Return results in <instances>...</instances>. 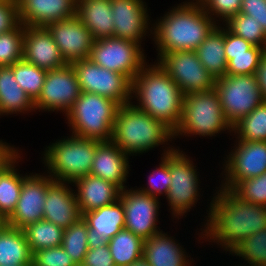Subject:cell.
<instances>
[{"label":"cell","mask_w":266,"mask_h":266,"mask_svg":"<svg viewBox=\"0 0 266 266\" xmlns=\"http://www.w3.org/2000/svg\"><path fill=\"white\" fill-rule=\"evenodd\" d=\"M217 191L209 204L201 238L211 239L231 252L245 238L266 228V206L245 202L231 190Z\"/></svg>","instance_id":"1"},{"label":"cell","mask_w":266,"mask_h":266,"mask_svg":"<svg viewBox=\"0 0 266 266\" xmlns=\"http://www.w3.org/2000/svg\"><path fill=\"white\" fill-rule=\"evenodd\" d=\"M153 40L158 58L174 51H195L217 26L196 2H183L154 23Z\"/></svg>","instance_id":"2"},{"label":"cell","mask_w":266,"mask_h":266,"mask_svg":"<svg viewBox=\"0 0 266 266\" xmlns=\"http://www.w3.org/2000/svg\"><path fill=\"white\" fill-rule=\"evenodd\" d=\"M152 65L146 63L132 80L131 98H137L135 107L175 132L182 118L183 92L158 62Z\"/></svg>","instance_id":"3"},{"label":"cell","mask_w":266,"mask_h":266,"mask_svg":"<svg viewBox=\"0 0 266 266\" xmlns=\"http://www.w3.org/2000/svg\"><path fill=\"white\" fill-rule=\"evenodd\" d=\"M132 103L117 110L111 139L124 153L142 154L174 138L171 129Z\"/></svg>","instance_id":"4"},{"label":"cell","mask_w":266,"mask_h":266,"mask_svg":"<svg viewBox=\"0 0 266 266\" xmlns=\"http://www.w3.org/2000/svg\"><path fill=\"white\" fill-rule=\"evenodd\" d=\"M119 107L118 103L109 98L95 93L81 92L65 115L73 135L108 142L112 139Z\"/></svg>","instance_id":"5"},{"label":"cell","mask_w":266,"mask_h":266,"mask_svg":"<svg viewBox=\"0 0 266 266\" xmlns=\"http://www.w3.org/2000/svg\"><path fill=\"white\" fill-rule=\"evenodd\" d=\"M98 140L78 136L57 140L45 148L43 161L55 181L72 183L90 174Z\"/></svg>","instance_id":"6"},{"label":"cell","mask_w":266,"mask_h":266,"mask_svg":"<svg viewBox=\"0 0 266 266\" xmlns=\"http://www.w3.org/2000/svg\"><path fill=\"white\" fill-rule=\"evenodd\" d=\"M227 129L231 133L232 127L224 117L215 89L184 96L182 118L174 138L186 134L212 137Z\"/></svg>","instance_id":"7"},{"label":"cell","mask_w":266,"mask_h":266,"mask_svg":"<svg viewBox=\"0 0 266 266\" xmlns=\"http://www.w3.org/2000/svg\"><path fill=\"white\" fill-rule=\"evenodd\" d=\"M215 90L220 97L224 117L231 127L264 101L255 74L216 78Z\"/></svg>","instance_id":"8"},{"label":"cell","mask_w":266,"mask_h":266,"mask_svg":"<svg viewBox=\"0 0 266 266\" xmlns=\"http://www.w3.org/2000/svg\"><path fill=\"white\" fill-rule=\"evenodd\" d=\"M81 92H90L109 98L120 106L132 101V82L123 74L110 71L91 59L71 63Z\"/></svg>","instance_id":"9"},{"label":"cell","mask_w":266,"mask_h":266,"mask_svg":"<svg viewBox=\"0 0 266 266\" xmlns=\"http://www.w3.org/2000/svg\"><path fill=\"white\" fill-rule=\"evenodd\" d=\"M138 43L109 37L94 40L89 59L100 67L121 73L131 82L146 64Z\"/></svg>","instance_id":"10"},{"label":"cell","mask_w":266,"mask_h":266,"mask_svg":"<svg viewBox=\"0 0 266 266\" xmlns=\"http://www.w3.org/2000/svg\"><path fill=\"white\" fill-rule=\"evenodd\" d=\"M157 61L184 96L215 89L216 78L202 65L195 51L164 53Z\"/></svg>","instance_id":"11"},{"label":"cell","mask_w":266,"mask_h":266,"mask_svg":"<svg viewBox=\"0 0 266 266\" xmlns=\"http://www.w3.org/2000/svg\"><path fill=\"white\" fill-rule=\"evenodd\" d=\"M182 152L178 148L169 153L171 184L166 196L173 216L178 219L190 211L200 196L196 166L190 157Z\"/></svg>","instance_id":"12"},{"label":"cell","mask_w":266,"mask_h":266,"mask_svg":"<svg viewBox=\"0 0 266 266\" xmlns=\"http://www.w3.org/2000/svg\"><path fill=\"white\" fill-rule=\"evenodd\" d=\"M236 143L224 164L226 178L221 189L232 190L239 182L266 173V141L238 140Z\"/></svg>","instance_id":"13"},{"label":"cell","mask_w":266,"mask_h":266,"mask_svg":"<svg viewBox=\"0 0 266 266\" xmlns=\"http://www.w3.org/2000/svg\"><path fill=\"white\" fill-rule=\"evenodd\" d=\"M81 94V89L71 64L47 71L40 96L34 102L35 110L63 111L66 114Z\"/></svg>","instance_id":"14"},{"label":"cell","mask_w":266,"mask_h":266,"mask_svg":"<svg viewBox=\"0 0 266 266\" xmlns=\"http://www.w3.org/2000/svg\"><path fill=\"white\" fill-rule=\"evenodd\" d=\"M119 199L123 203L125 229L143 240L160 233L158 211L160 198L143 193L138 189H122Z\"/></svg>","instance_id":"15"},{"label":"cell","mask_w":266,"mask_h":266,"mask_svg":"<svg viewBox=\"0 0 266 266\" xmlns=\"http://www.w3.org/2000/svg\"><path fill=\"white\" fill-rule=\"evenodd\" d=\"M54 181L49 175L29 174L23 180L15 210L5 220V224L23 229L31 223L42 220L47 190Z\"/></svg>","instance_id":"16"},{"label":"cell","mask_w":266,"mask_h":266,"mask_svg":"<svg viewBox=\"0 0 266 266\" xmlns=\"http://www.w3.org/2000/svg\"><path fill=\"white\" fill-rule=\"evenodd\" d=\"M46 28L67 64L90 57L94 38L76 15L53 22Z\"/></svg>","instance_id":"17"},{"label":"cell","mask_w":266,"mask_h":266,"mask_svg":"<svg viewBox=\"0 0 266 266\" xmlns=\"http://www.w3.org/2000/svg\"><path fill=\"white\" fill-rule=\"evenodd\" d=\"M145 3V4H144ZM146 2L143 0H111V11L114 20L113 37L138 43L150 30ZM146 7V8H145Z\"/></svg>","instance_id":"18"},{"label":"cell","mask_w":266,"mask_h":266,"mask_svg":"<svg viewBox=\"0 0 266 266\" xmlns=\"http://www.w3.org/2000/svg\"><path fill=\"white\" fill-rule=\"evenodd\" d=\"M23 59L46 71L67 64L46 27L24 25Z\"/></svg>","instance_id":"19"},{"label":"cell","mask_w":266,"mask_h":266,"mask_svg":"<svg viewBox=\"0 0 266 266\" xmlns=\"http://www.w3.org/2000/svg\"><path fill=\"white\" fill-rule=\"evenodd\" d=\"M69 184L70 182L54 181L48 187L43 207V219L63 229H67L82 218L76 193Z\"/></svg>","instance_id":"20"},{"label":"cell","mask_w":266,"mask_h":266,"mask_svg":"<svg viewBox=\"0 0 266 266\" xmlns=\"http://www.w3.org/2000/svg\"><path fill=\"white\" fill-rule=\"evenodd\" d=\"M77 0H17L19 21L25 26L46 27L76 15Z\"/></svg>","instance_id":"21"},{"label":"cell","mask_w":266,"mask_h":266,"mask_svg":"<svg viewBox=\"0 0 266 266\" xmlns=\"http://www.w3.org/2000/svg\"><path fill=\"white\" fill-rule=\"evenodd\" d=\"M128 155L112 141L100 142L96 146L90 174L117 185L121 190L126 188L129 174Z\"/></svg>","instance_id":"22"},{"label":"cell","mask_w":266,"mask_h":266,"mask_svg":"<svg viewBox=\"0 0 266 266\" xmlns=\"http://www.w3.org/2000/svg\"><path fill=\"white\" fill-rule=\"evenodd\" d=\"M73 183L78 188L76 197L82 215L115 203L121 194V189L117 185L91 174L80 177Z\"/></svg>","instance_id":"23"},{"label":"cell","mask_w":266,"mask_h":266,"mask_svg":"<svg viewBox=\"0 0 266 266\" xmlns=\"http://www.w3.org/2000/svg\"><path fill=\"white\" fill-rule=\"evenodd\" d=\"M82 218L88 225L92 242H108L125 229L124 208L120 199L110 205L86 212Z\"/></svg>","instance_id":"24"},{"label":"cell","mask_w":266,"mask_h":266,"mask_svg":"<svg viewBox=\"0 0 266 266\" xmlns=\"http://www.w3.org/2000/svg\"><path fill=\"white\" fill-rule=\"evenodd\" d=\"M76 16L88 28L94 40L113 37L111 0H77Z\"/></svg>","instance_id":"25"},{"label":"cell","mask_w":266,"mask_h":266,"mask_svg":"<svg viewBox=\"0 0 266 266\" xmlns=\"http://www.w3.org/2000/svg\"><path fill=\"white\" fill-rule=\"evenodd\" d=\"M161 230L144 240L143 257L150 266H191L185 249Z\"/></svg>","instance_id":"26"},{"label":"cell","mask_w":266,"mask_h":266,"mask_svg":"<svg viewBox=\"0 0 266 266\" xmlns=\"http://www.w3.org/2000/svg\"><path fill=\"white\" fill-rule=\"evenodd\" d=\"M35 111L34 102L15 80L10 66L0 67V115Z\"/></svg>","instance_id":"27"},{"label":"cell","mask_w":266,"mask_h":266,"mask_svg":"<svg viewBox=\"0 0 266 266\" xmlns=\"http://www.w3.org/2000/svg\"><path fill=\"white\" fill-rule=\"evenodd\" d=\"M18 150L0 166V216L6 220L15 210L23 180L28 176H22L15 169V162L21 158Z\"/></svg>","instance_id":"28"},{"label":"cell","mask_w":266,"mask_h":266,"mask_svg":"<svg viewBox=\"0 0 266 266\" xmlns=\"http://www.w3.org/2000/svg\"><path fill=\"white\" fill-rule=\"evenodd\" d=\"M32 252L22 229L0 227V266L32 264Z\"/></svg>","instance_id":"29"},{"label":"cell","mask_w":266,"mask_h":266,"mask_svg":"<svg viewBox=\"0 0 266 266\" xmlns=\"http://www.w3.org/2000/svg\"><path fill=\"white\" fill-rule=\"evenodd\" d=\"M217 25L195 50L202 65L214 78L226 75L227 60L224 48L225 29Z\"/></svg>","instance_id":"30"},{"label":"cell","mask_w":266,"mask_h":266,"mask_svg":"<svg viewBox=\"0 0 266 266\" xmlns=\"http://www.w3.org/2000/svg\"><path fill=\"white\" fill-rule=\"evenodd\" d=\"M115 266H128L143 256L144 240L122 229L107 242Z\"/></svg>","instance_id":"31"},{"label":"cell","mask_w":266,"mask_h":266,"mask_svg":"<svg viewBox=\"0 0 266 266\" xmlns=\"http://www.w3.org/2000/svg\"><path fill=\"white\" fill-rule=\"evenodd\" d=\"M22 231L32 254L62 244L64 229L44 219L25 226Z\"/></svg>","instance_id":"32"},{"label":"cell","mask_w":266,"mask_h":266,"mask_svg":"<svg viewBox=\"0 0 266 266\" xmlns=\"http://www.w3.org/2000/svg\"><path fill=\"white\" fill-rule=\"evenodd\" d=\"M91 242L88 225L81 218L75 224L64 229L61 246L77 265H81Z\"/></svg>","instance_id":"33"},{"label":"cell","mask_w":266,"mask_h":266,"mask_svg":"<svg viewBox=\"0 0 266 266\" xmlns=\"http://www.w3.org/2000/svg\"><path fill=\"white\" fill-rule=\"evenodd\" d=\"M10 67L13 70L15 80L30 99L35 102L41 94L47 71L26 62L24 59Z\"/></svg>","instance_id":"34"},{"label":"cell","mask_w":266,"mask_h":266,"mask_svg":"<svg viewBox=\"0 0 266 266\" xmlns=\"http://www.w3.org/2000/svg\"><path fill=\"white\" fill-rule=\"evenodd\" d=\"M232 131L238 140L266 141V100L233 125Z\"/></svg>","instance_id":"35"},{"label":"cell","mask_w":266,"mask_h":266,"mask_svg":"<svg viewBox=\"0 0 266 266\" xmlns=\"http://www.w3.org/2000/svg\"><path fill=\"white\" fill-rule=\"evenodd\" d=\"M226 28L235 35L242 37L253 46L266 49V34L253 17L238 13L225 22Z\"/></svg>","instance_id":"36"},{"label":"cell","mask_w":266,"mask_h":266,"mask_svg":"<svg viewBox=\"0 0 266 266\" xmlns=\"http://www.w3.org/2000/svg\"><path fill=\"white\" fill-rule=\"evenodd\" d=\"M233 253L250 266H266V228L245 238L230 252Z\"/></svg>","instance_id":"37"},{"label":"cell","mask_w":266,"mask_h":266,"mask_svg":"<svg viewBox=\"0 0 266 266\" xmlns=\"http://www.w3.org/2000/svg\"><path fill=\"white\" fill-rule=\"evenodd\" d=\"M24 25L0 34V67L11 66L23 59Z\"/></svg>","instance_id":"38"},{"label":"cell","mask_w":266,"mask_h":266,"mask_svg":"<svg viewBox=\"0 0 266 266\" xmlns=\"http://www.w3.org/2000/svg\"><path fill=\"white\" fill-rule=\"evenodd\" d=\"M266 49L252 46L249 54L226 55V75H253Z\"/></svg>","instance_id":"39"},{"label":"cell","mask_w":266,"mask_h":266,"mask_svg":"<svg viewBox=\"0 0 266 266\" xmlns=\"http://www.w3.org/2000/svg\"><path fill=\"white\" fill-rule=\"evenodd\" d=\"M231 191L245 202L266 206V173L239 182Z\"/></svg>","instance_id":"40"},{"label":"cell","mask_w":266,"mask_h":266,"mask_svg":"<svg viewBox=\"0 0 266 266\" xmlns=\"http://www.w3.org/2000/svg\"><path fill=\"white\" fill-rule=\"evenodd\" d=\"M167 149L168 150L165 149L164 153L162 154L163 157H161V163L159 167H157L155 171L152 172V174H150L148 180L149 184L147 188L141 187L140 189H138L139 191L149 194L156 198H158V195L161 196V194H164L165 196L168 195L169 186L171 184V176L169 169V153L172 152L174 148L167 147ZM155 175L160 178V180H158L157 182L155 181L156 180Z\"/></svg>","instance_id":"41"},{"label":"cell","mask_w":266,"mask_h":266,"mask_svg":"<svg viewBox=\"0 0 266 266\" xmlns=\"http://www.w3.org/2000/svg\"><path fill=\"white\" fill-rule=\"evenodd\" d=\"M32 266H77V264L60 245L34 252Z\"/></svg>","instance_id":"42"},{"label":"cell","mask_w":266,"mask_h":266,"mask_svg":"<svg viewBox=\"0 0 266 266\" xmlns=\"http://www.w3.org/2000/svg\"><path fill=\"white\" fill-rule=\"evenodd\" d=\"M242 0H201L199 4L203 10L212 18L220 17L226 22L230 17L237 15L241 10ZM215 14V15H214ZM212 15V16H211Z\"/></svg>","instance_id":"43"},{"label":"cell","mask_w":266,"mask_h":266,"mask_svg":"<svg viewBox=\"0 0 266 266\" xmlns=\"http://www.w3.org/2000/svg\"><path fill=\"white\" fill-rule=\"evenodd\" d=\"M82 266H115L107 242H91Z\"/></svg>","instance_id":"44"},{"label":"cell","mask_w":266,"mask_h":266,"mask_svg":"<svg viewBox=\"0 0 266 266\" xmlns=\"http://www.w3.org/2000/svg\"><path fill=\"white\" fill-rule=\"evenodd\" d=\"M19 24L17 0H0V34L14 30Z\"/></svg>","instance_id":"45"},{"label":"cell","mask_w":266,"mask_h":266,"mask_svg":"<svg viewBox=\"0 0 266 266\" xmlns=\"http://www.w3.org/2000/svg\"><path fill=\"white\" fill-rule=\"evenodd\" d=\"M239 13L253 17L266 34V2L264 0H242Z\"/></svg>","instance_id":"46"},{"label":"cell","mask_w":266,"mask_h":266,"mask_svg":"<svg viewBox=\"0 0 266 266\" xmlns=\"http://www.w3.org/2000/svg\"><path fill=\"white\" fill-rule=\"evenodd\" d=\"M224 36L225 55L249 54V49L253 46L248 41L230 32L226 27Z\"/></svg>","instance_id":"47"},{"label":"cell","mask_w":266,"mask_h":266,"mask_svg":"<svg viewBox=\"0 0 266 266\" xmlns=\"http://www.w3.org/2000/svg\"><path fill=\"white\" fill-rule=\"evenodd\" d=\"M255 76L261 95L263 99L266 100V51L264 52L259 66L256 69Z\"/></svg>","instance_id":"48"},{"label":"cell","mask_w":266,"mask_h":266,"mask_svg":"<svg viewBox=\"0 0 266 266\" xmlns=\"http://www.w3.org/2000/svg\"><path fill=\"white\" fill-rule=\"evenodd\" d=\"M16 151L17 148L15 150L14 146H10L6 142L4 143L2 140H0V166Z\"/></svg>","instance_id":"49"},{"label":"cell","mask_w":266,"mask_h":266,"mask_svg":"<svg viewBox=\"0 0 266 266\" xmlns=\"http://www.w3.org/2000/svg\"><path fill=\"white\" fill-rule=\"evenodd\" d=\"M128 266H150V264L146 261V259L143 256H141L140 258H138L136 261H133Z\"/></svg>","instance_id":"50"},{"label":"cell","mask_w":266,"mask_h":266,"mask_svg":"<svg viewBox=\"0 0 266 266\" xmlns=\"http://www.w3.org/2000/svg\"><path fill=\"white\" fill-rule=\"evenodd\" d=\"M7 266H32V264H19V265H7Z\"/></svg>","instance_id":"51"},{"label":"cell","mask_w":266,"mask_h":266,"mask_svg":"<svg viewBox=\"0 0 266 266\" xmlns=\"http://www.w3.org/2000/svg\"><path fill=\"white\" fill-rule=\"evenodd\" d=\"M5 223V220L0 216V227Z\"/></svg>","instance_id":"52"},{"label":"cell","mask_w":266,"mask_h":266,"mask_svg":"<svg viewBox=\"0 0 266 266\" xmlns=\"http://www.w3.org/2000/svg\"><path fill=\"white\" fill-rule=\"evenodd\" d=\"M196 1V3H199L201 0H193V2Z\"/></svg>","instance_id":"53"}]
</instances>
